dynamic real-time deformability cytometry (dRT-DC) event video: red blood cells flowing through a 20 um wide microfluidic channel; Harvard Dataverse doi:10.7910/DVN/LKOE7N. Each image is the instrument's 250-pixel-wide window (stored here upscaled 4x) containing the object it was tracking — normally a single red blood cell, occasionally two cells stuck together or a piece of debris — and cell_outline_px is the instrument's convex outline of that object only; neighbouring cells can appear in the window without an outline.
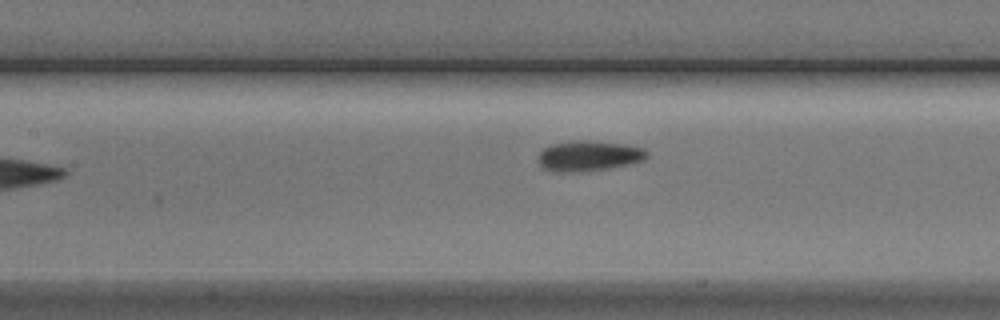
{"species": "Egyptian fruit bat (a non-hibernating species)", "species_latin": "Rousettus aegyptiacus", "temperature_condition": "cold", "stored_images_in_passage": 6, "camera_frame_rate_fps": 3000, "um_per_image_px": 0.085, "animal": {"sex": "male"}, "frame": {"image": 1, "passage_image": 6, "time_ms": 7.0, "image_size_px": [1000, 320], "cell_outline_px": [[648, 156], [644, 160], [628, 164], [608, 168], [580, 172], [552, 172], [544, 168], [536, 160], [540, 152], [544, 148], [552, 144], [572, 140], [592, 140], [628, 144], [644, 148], [648, 152]], "centroid_in_image_um": [50.04, 13.24], "position_along_channel_um": 157.4, "area_um2": 19.59}}